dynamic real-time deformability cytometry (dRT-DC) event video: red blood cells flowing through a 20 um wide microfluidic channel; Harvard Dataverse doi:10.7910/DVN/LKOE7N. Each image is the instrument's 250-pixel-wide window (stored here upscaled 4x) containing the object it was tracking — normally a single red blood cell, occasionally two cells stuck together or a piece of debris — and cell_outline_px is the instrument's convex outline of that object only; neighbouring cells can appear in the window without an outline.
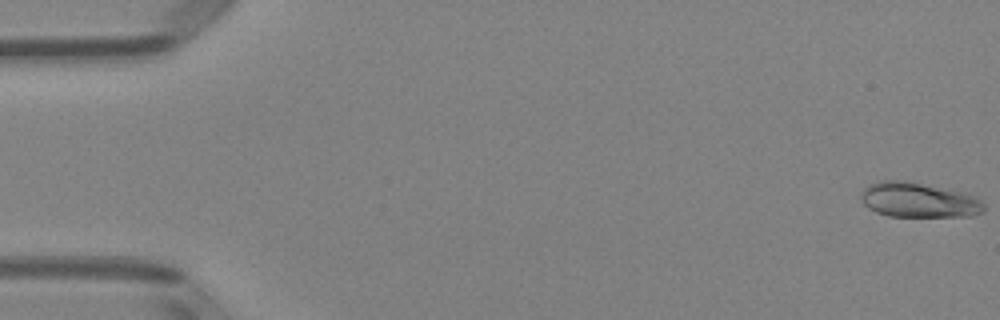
{"species": "Egyptian fruit bat (a non-hibernating species)", "species_latin": "Rousettus aegyptiacus", "temperature_condition": "room temperature", "stored_images_in_passage": 51, "camera_frame_rate_fps": 3000, "um_per_image_px": 0.085, "animal": {"sex": "female"}, "frame": {"image": 1, "passage_image": 1, "time_ms": 0.0, "image_size_px": [1000, 320], "cell_outline_px": [[984, 212], [972, 216], [888, 216], [876, 212], [868, 208], [864, 204], [860, 196], [860, 192], [864, 188], [880, 180], [904, 180], [964, 192], [980, 200], [984, 204]], "centroid_in_image_um": [78.07, 17.0], "position_along_channel_um": 6.9, "area_um2": 24.97}}
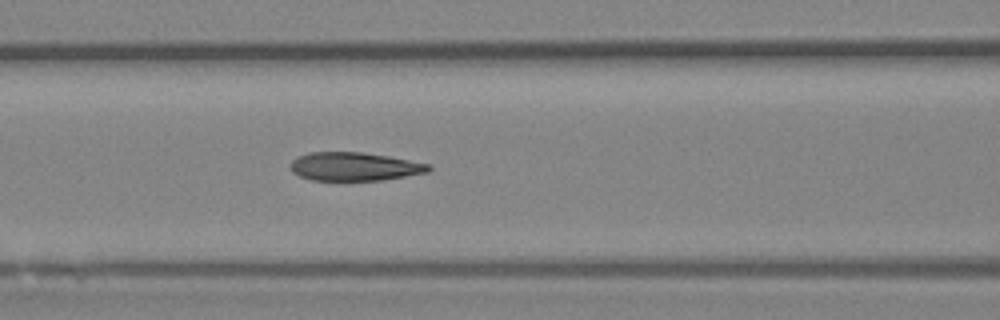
{"frame": {"image": 2, "passage_image": 22, "time_ms": 7.0, "image_size_px": [1000, 320], "cell_outline_px": [[432, 168], [428, 172], [384, 180], [312, 180], [300, 176], [292, 172], [292, 160], [296, 156], [308, 152], [360, 152], [388, 156], [432, 164]], "centroid_in_image_um": [30.15, 14.15], "position_along_channel_um": 136.5, "area_um2": 22.95}}
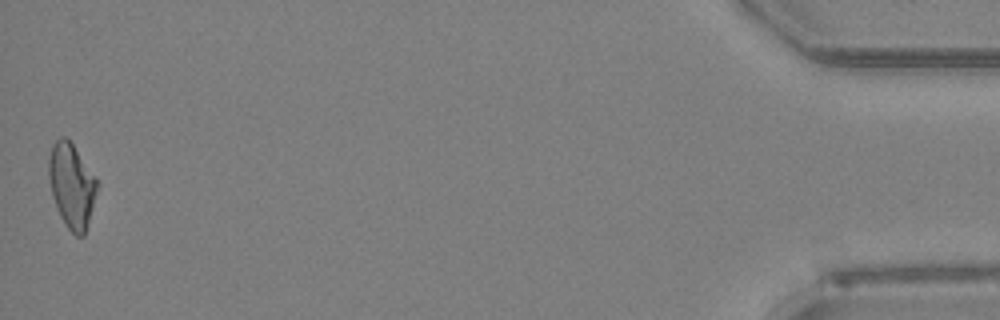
{"frame": {"image": 3, "passage_image": 51, "time_ms": 16.667, "image_size_px": [1000, 320], "cell_outline_px": [[100, 184], [84, 236], [76, 236], [64, 224], [56, 208], [52, 196], [48, 176], [48, 160], [52, 144], [60, 136], [64, 136], [72, 144], [96, 176]], "centroid_in_image_um": [6.1, 15.78], "position_along_channel_um": 429.1, "area_um2": 24.1}, "authors_computed_cell_mechanics": {"area_um2": 23.8136, "velocity_mm_per_s": 3.9863, "shape_relaxation_time_tau1_ms": 8.2168, "shape_relaxation_time_tau2_ms": 1.9547, "deformation_change_tau1": 0.2291, "deformation_change_tau2": 0.0936}}